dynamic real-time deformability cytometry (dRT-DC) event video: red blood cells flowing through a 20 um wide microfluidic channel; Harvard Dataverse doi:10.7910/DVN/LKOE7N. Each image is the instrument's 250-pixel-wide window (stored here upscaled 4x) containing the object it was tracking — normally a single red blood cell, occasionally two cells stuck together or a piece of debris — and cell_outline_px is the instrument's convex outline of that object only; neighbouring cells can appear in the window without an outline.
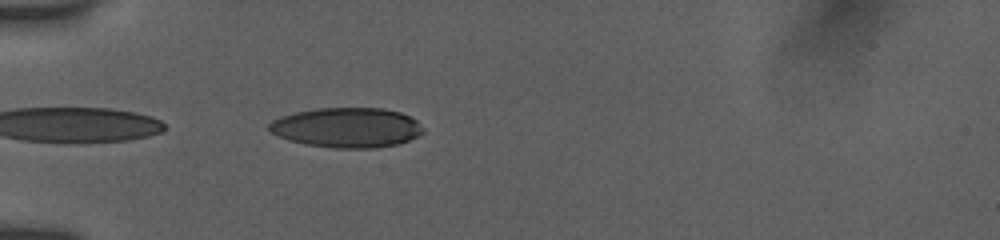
{"species": "human", "species_latin": "Homo sapiens", "temperature_condition": "room temperature", "stored_images_in_passage": 4, "camera_frame_rate_fps": 3000, "um_per_image_px": 0.085, "donor": {"sex": "female"}, "frame": {"image": 1, "passage_image": 1, "time_ms": 0.0, "image_size_px": [1000, 240], "cell_outline_px": [[424, 132], [400, 144], [376, 148], [336, 148], [308, 144], [288, 140], [272, 132], [268, 128], [268, 124], [272, 120], [280, 116], [296, 112], [316, 108], [384, 108], [400, 112], [416, 120], [424, 128]], "centroid_in_image_um": [29.5, 10.84], "position_along_channel_um": 55.5, "area_um2": 35.78}}
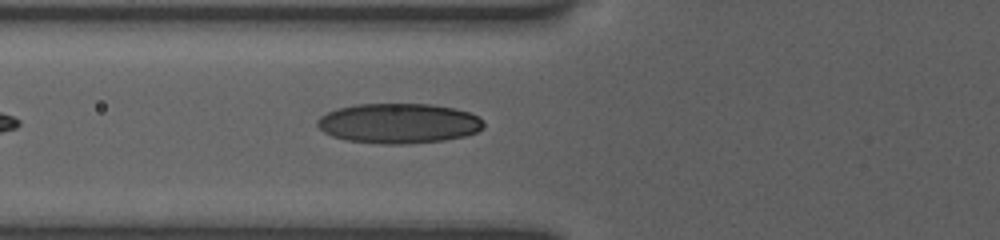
{"frame": {"image": 2, "passage_image": 4, "time_ms": 1.333, "image_size_px": [1000, 240], "cell_outline_px": [[484, 128], [476, 132], [464, 136], [444, 140], [404, 144], [380, 144], [344, 140], [332, 136], [324, 132], [316, 124], [316, 120], [320, 116], [328, 112], [340, 108], [356, 104], [432, 104], [456, 108], [468, 112], [476, 116], [484, 124]], "centroid_in_image_um": [33.87, 10.48], "position_along_channel_um": 91.9, "area_um2": 38.78}}